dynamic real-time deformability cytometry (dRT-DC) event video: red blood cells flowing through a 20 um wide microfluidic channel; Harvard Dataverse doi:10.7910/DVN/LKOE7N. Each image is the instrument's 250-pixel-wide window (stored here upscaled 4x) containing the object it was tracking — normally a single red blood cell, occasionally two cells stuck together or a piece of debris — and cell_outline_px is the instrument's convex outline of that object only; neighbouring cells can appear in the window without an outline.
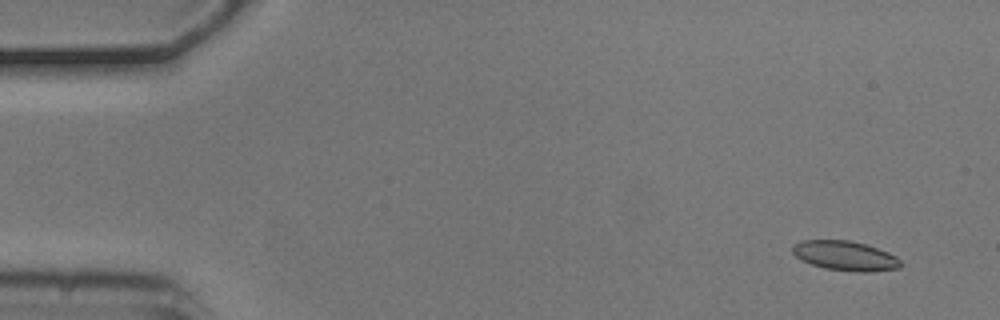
{"species": "common noctule bat (a hibernating species)", "species_latin": "Nyctalus noctula", "temperature_condition": "cold", "stored_images_in_passage": 5, "camera_frame_rate_fps": 3000, "um_per_image_px": 0.085, "animal": {"sex": "male", "body_mass_g": 20.5, "forearm_length_mm": 52.5}, "frame": {"image": 1, "passage_image": 1, "time_ms": 0.0, "image_size_px": [1000, 320], "cell_outline_px": [[904, 264], [900, 268], [868, 272], [856, 272], [824, 268], [800, 260], [792, 252], [792, 244], [800, 240], [848, 240], [864, 244], [888, 252], [896, 256]], "centroid_in_image_um": [71.83, 21.74], "position_along_channel_um": 13.2, "area_um2": 18.79}}
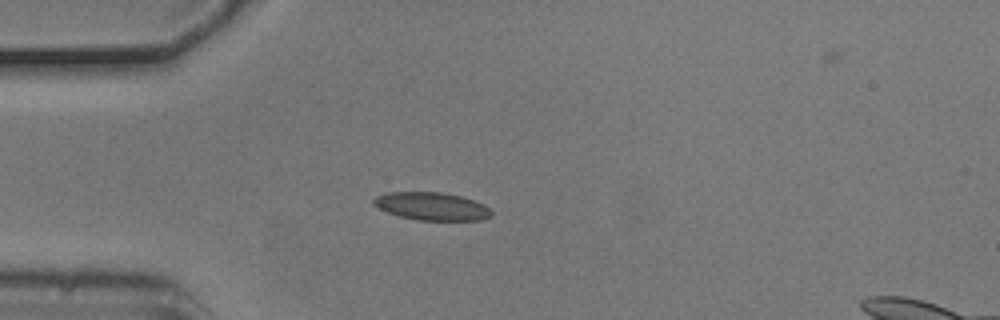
{"frame": {"image": 2, "passage_image": 4, "time_ms": 1.0, "image_size_px": [1000, 320], "cell_outline_px": [[492, 216], [480, 220], [416, 220], [400, 216], [388, 212], [372, 204], [372, 200], [376, 196], [388, 192], [440, 192], [460, 196], [484, 204], [492, 212]], "centroid_in_image_um": [36.69, 17.53], "position_along_channel_um": 48.3, "area_um2": 19.02}}